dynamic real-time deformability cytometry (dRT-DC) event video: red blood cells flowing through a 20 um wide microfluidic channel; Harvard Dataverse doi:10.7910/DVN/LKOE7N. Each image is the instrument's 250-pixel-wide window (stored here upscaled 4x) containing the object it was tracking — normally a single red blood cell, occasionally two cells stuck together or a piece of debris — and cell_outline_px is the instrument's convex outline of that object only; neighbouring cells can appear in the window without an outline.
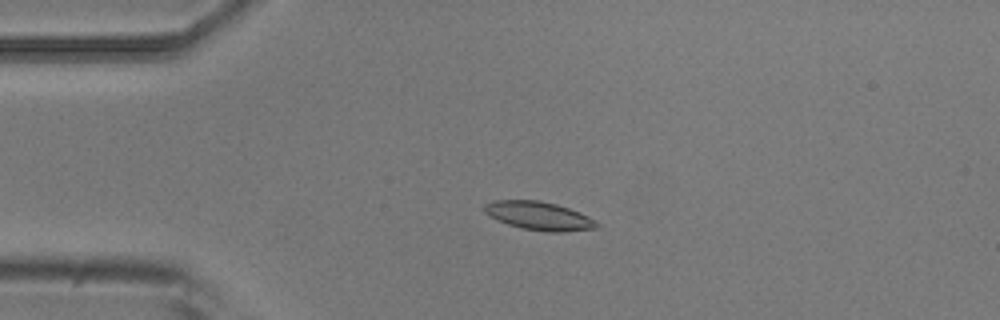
{"species": "common noctule bat (a hibernating species)", "species_latin": "Nyctalus noctula", "temperature_condition": "room temperature", "stored_images_in_passage": 40, "camera_frame_rate_fps": 3000, "um_per_image_px": 0.085, "animal": {"sex": "male", "body_mass_g": 20.5, "forearm_length_mm": 52.5}, "frame": {"image": 1, "passage_image": 13, "time_ms": 4.0, "image_size_px": [1000, 320], "cell_outline_px": [[600, 224], [596, 228], [560, 232], [548, 232], [524, 228], [508, 224], [484, 212], [484, 204], [496, 200], [540, 200], [556, 204], [568, 208], [588, 216], [596, 220]], "centroid_in_image_um": [45.84, 18.34], "position_along_channel_um": 39.2, "area_um2": 18.32}}
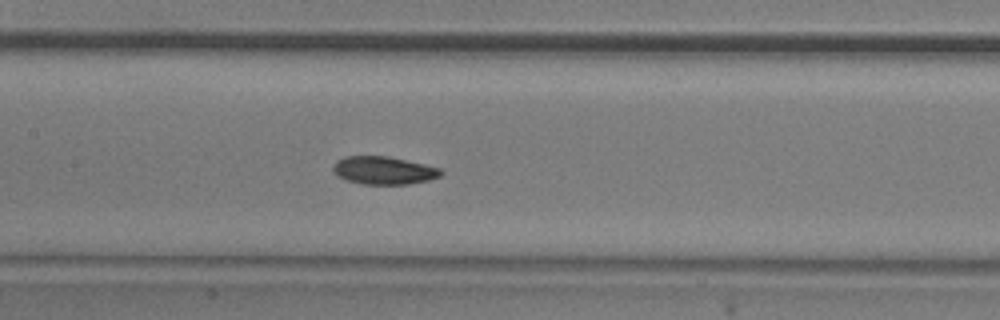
{"frame": {"image": 2, "passage_image": 26, "time_ms": 8.333, "image_size_px": [1000, 320], "cell_outline_px": [[444, 172], [440, 176], [428, 180], [408, 184], [360, 184], [344, 180], [336, 176], [332, 172], [332, 164], [336, 160], [344, 156], [388, 156], [424, 164], [440, 168]], "centroid_in_image_um": [32.54, 14.48], "position_along_channel_um": 174.9, "area_um2": 17.8}}
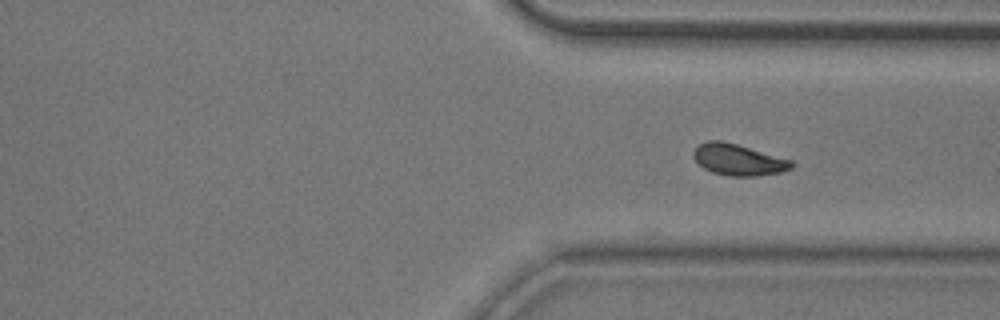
{"frame": {"image": 3, "passage_image": 40, "time_ms": 13.0, "image_size_px": [1000, 320], "cell_outline_px": [[796, 164], [792, 168], [780, 172], [756, 176], [728, 176], [712, 172], [704, 168], [692, 156], [692, 152], [700, 144], [708, 140], [720, 140], [736, 144], [792, 160]], "centroid_in_image_um": [62.76, 13.58], "position_along_channel_um": 348.6, "area_um2": 17.8}}